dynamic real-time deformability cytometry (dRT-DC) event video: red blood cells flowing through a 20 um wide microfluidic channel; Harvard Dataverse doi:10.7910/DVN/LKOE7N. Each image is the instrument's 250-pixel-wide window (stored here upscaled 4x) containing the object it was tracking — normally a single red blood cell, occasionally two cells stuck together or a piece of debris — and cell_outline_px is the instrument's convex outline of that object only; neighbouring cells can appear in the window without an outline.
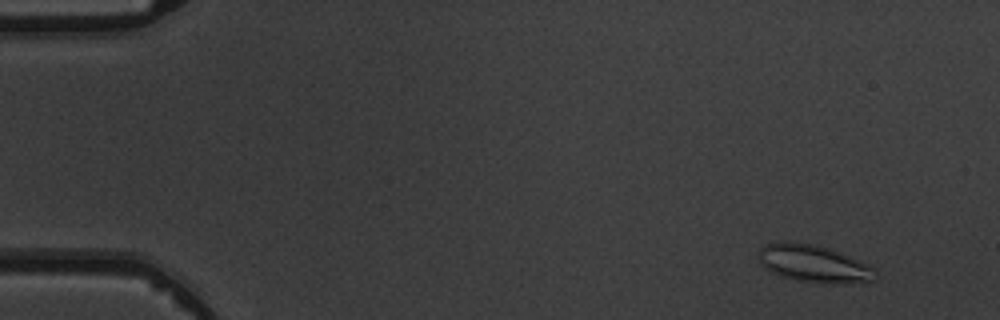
{"species": "common noctule bat (a hibernating species)", "species_latin": "Nyctalus noctula", "temperature_condition": "warm", "stored_images_in_passage": 8, "camera_frame_rate_fps": 3000, "um_per_image_px": 0.085, "animal": {"sex": "male", "body_mass_g": 19.5, "forearm_length_mm": 54.6}, "frame": {"image": 1, "passage_image": 2, "time_ms": 1.0, "image_size_px": [1000, 320], "cell_outline_px": [[880, 276], [876, 280], [840, 284], [828, 284], [796, 280], [772, 272], [760, 260], [760, 248], [764, 244], [776, 240], [784, 240], [816, 244], [840, 252], [876, 268]], "centroid_in_image_um": [69.24, 22.4], "position_along_channel_um": 15.8, "area_um2": 25.72}}
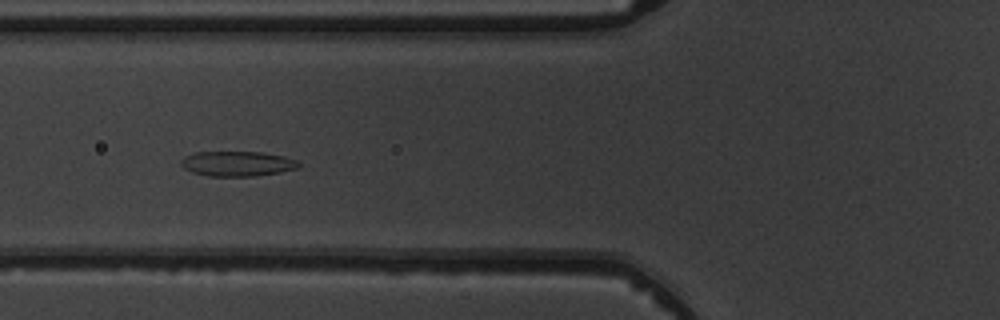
{"frame": {"image": 2, "passage_image": 6, "time_ms": 6.333, "image_size_px": [1000, 320], "cell_outline_px": [[300, 168], [280, 172], [256, 176], [208, 176], [192, 172], [184, 168], [180, 164], [180, 160], [184, 156], [196, 152], [260, 152], [284, 156], [296, 160], [300, 164]], "centroid_in_image_um": [20.17, 13.91], "position_along_channel_um": 105.6, "area_um2": 17.22}}
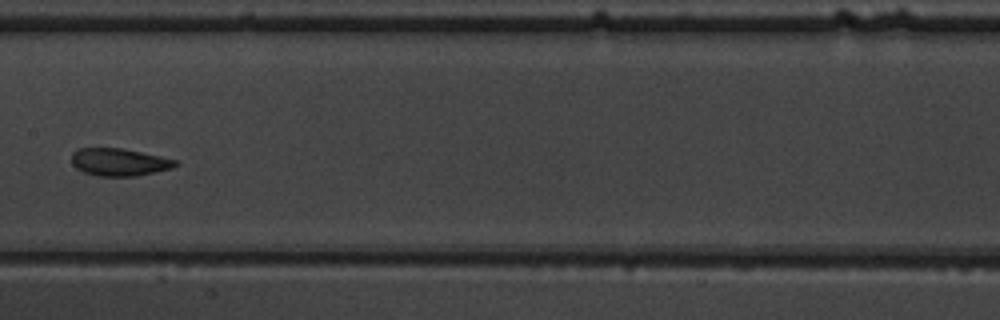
{"frame": {"image": 3, "passage_image": 8, "time_ms": 8.667, "image_size_px": [1000, 320], "cell_outline_px": [[180, 164], [172, 168], [136, 176], [100, 176], [84, 172], [76, 168], [72, 164], [72, 152], [76, 148], [124, 148], [160, 156], [176, 160]], "centroid_in_image_um": [10.13, 13.77], "position_along_channel_um": 197.3, "area_um2": 16.7}}